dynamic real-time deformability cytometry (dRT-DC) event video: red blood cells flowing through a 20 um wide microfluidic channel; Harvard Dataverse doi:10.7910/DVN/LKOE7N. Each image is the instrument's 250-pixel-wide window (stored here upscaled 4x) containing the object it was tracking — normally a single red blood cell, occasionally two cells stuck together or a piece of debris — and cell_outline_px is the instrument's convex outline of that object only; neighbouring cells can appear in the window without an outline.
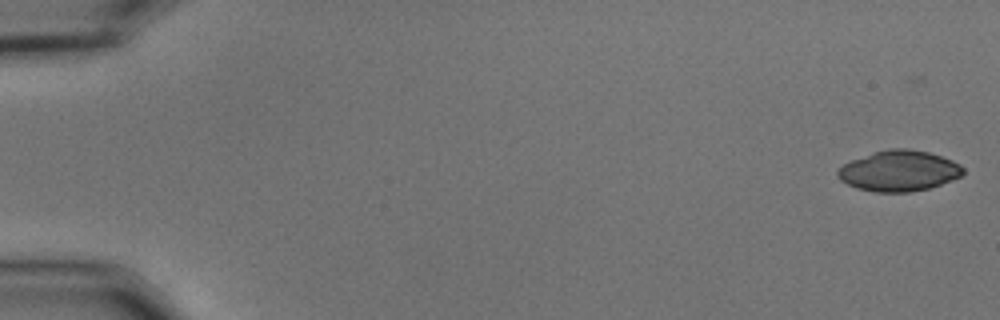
{"species": "common noctule bat (a hibernating species)", "species_latin": "Nyctalus noctula", "temperature_condition": "cold", "stored_images_in_passage": 55, "camera_frame_rate_fps": 3000, "um_per_image_px": 0.085, "animal": {"sex": "male", "body_mass_g": 15.6}, "frame": {"image": 1, "passage_image": 1, "time_ms": 0.0, "image_size_px": [1000, 320], "cell_outline_px": [[964, 172], [960, 176], [940, 184], [928, 188], [908, 192], [876, 192], [856, 188], [840, 180], [836, 176], [836, 172], [844, 164], [852, 160], [872, 152], [888, 148], [908, 148], [928, 152], [952, 160], [960, 164], [964, 168]], "centroid_in_image_um": [76.39, 14.51], "position_along_channel_um": 8.6, "area_um2": 29.65}}